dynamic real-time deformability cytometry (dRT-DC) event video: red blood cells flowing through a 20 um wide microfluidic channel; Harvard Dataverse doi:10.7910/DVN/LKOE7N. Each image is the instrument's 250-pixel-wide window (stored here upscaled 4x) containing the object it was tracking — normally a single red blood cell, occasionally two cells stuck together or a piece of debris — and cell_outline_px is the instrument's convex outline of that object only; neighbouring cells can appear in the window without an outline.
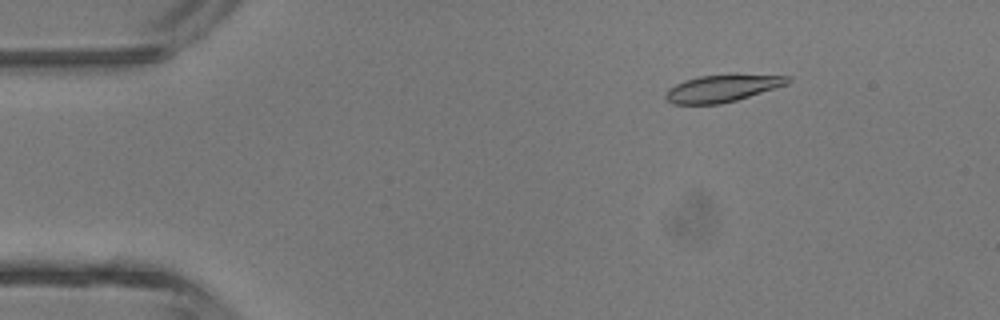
{"species": "common noctule bat (a hibernating species)", "species_latin": "Nyctalus noctula", "temperature_condition": "room temperature", "stored_images_in_passage": 4, "camera_frame_rate_fps": 3000, "um_per_image_px": 0.085, "animal": {"sex": "male", "body_mass_g": 13.3}, "frame": {"image": 1, "passage_image": 2, "time_ms": 1.0, "image_size_px": [1000, 320], "cell_outline_px": [[792, 80], [788, 84], [736, 100], [720, 104], [672, 104], [664, 96], [668, 88], [684, 80], [700, 76], [732, 72], [736, 72], [792, 76]], "centroid_in_image_um": [61.46, 7.45], "position_along_channel_um": 23.5, "area_um2": 20.06}}
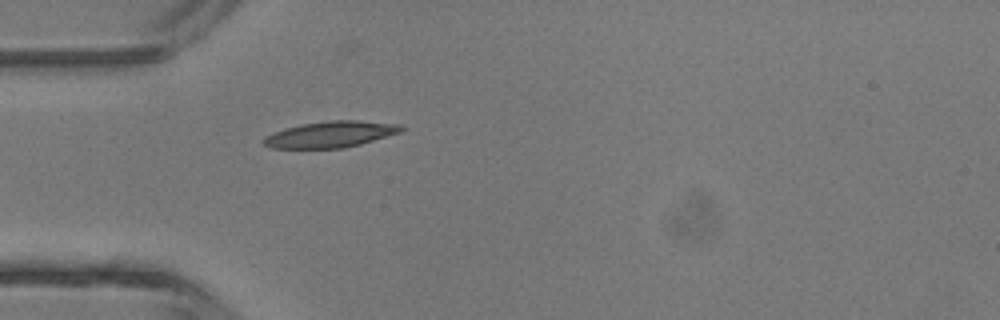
{"frame": {"image": 2, "passage_image": 4, "time_ms": 3.333, "image_size_px": [1000, 320], "cell_outline_px": [[404, 128], [400, 132], [360, 144], [344, 148], [268, 148], [260, 144], [260, 140], [264, 136], [284, 128], [300, 124], [328, 120], [356, 120], [404, 124]], "centroid_in_image_um": [28.04, 11.42], "position_along_channel_um": 57.0, "area_um2": 21.33}}